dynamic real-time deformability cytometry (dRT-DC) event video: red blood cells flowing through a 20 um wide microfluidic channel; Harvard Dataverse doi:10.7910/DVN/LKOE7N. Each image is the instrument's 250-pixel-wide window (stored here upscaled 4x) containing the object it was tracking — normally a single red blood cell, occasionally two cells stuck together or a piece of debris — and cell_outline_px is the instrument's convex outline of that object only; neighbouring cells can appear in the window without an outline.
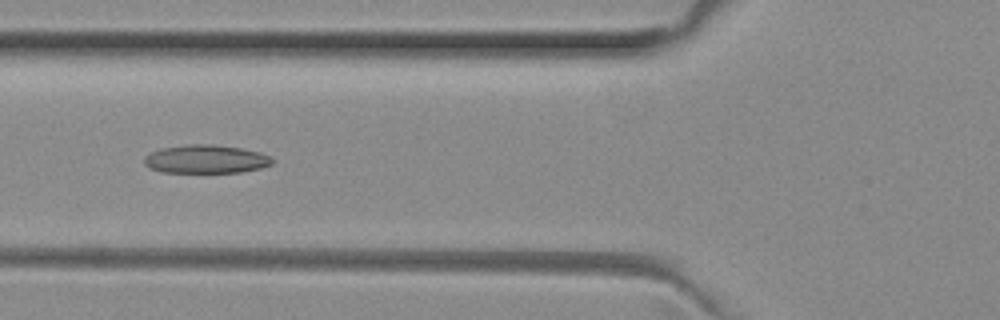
{"species": "common noctule bat (a hibernating species)", "species_latin": "Nyctalus noctula", "temperature_condition": "room temperature", "stored_images_in_passage": 45, "camera_frame_rate_fps": 3000, "um_per_image_px": 0.085, "animal": {"sex": "female", "body_mass_g": 29.2, "forearm_length_mm": 56.3}, "frame": {"image": 1, "passage_image": 13, "time_ms": 4.0, "image_size_px": [1000, 320], "cell_outline_px": [[272, 164], [260, 168], [240, 172], [160, 172], [148, 168], [144, 164], [144, 156], [160, 148], [188, 144], [212, 144], [240, 148], [260, 152], [272, 156]], "centroid_in_image_um": [17.47, 13.52], "position_along_channel_um": 108.3, "area_um2": 21.27}}
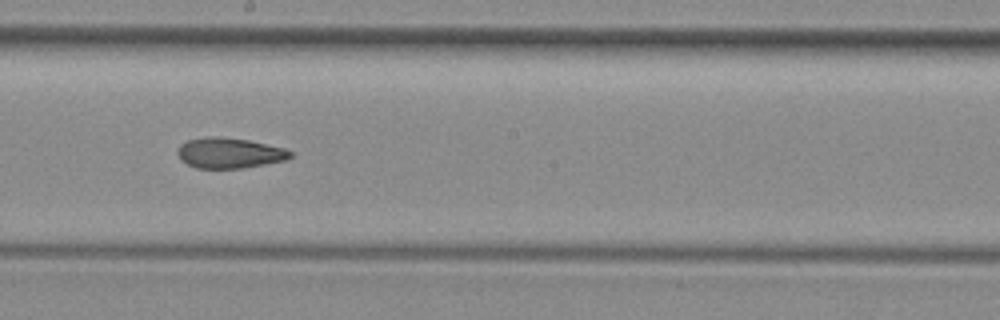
{"frame": {"image": 2, "passage_image": 22, "time_ms": 7.0, "image_size_px": [1000, 320], "cell_outline_px": [[292, 156], [288, 160], [244, 168], [196, 168], [188, 164], [176, 152], [180, 144], [188, 140], [208, 136], [220, 136], [248, 140], [284, 148], [292, 152]], "centroid_in_image_um": [19.53, 13.0], "position_along_channel_um": 228.7, "area_um2": 20.0}}
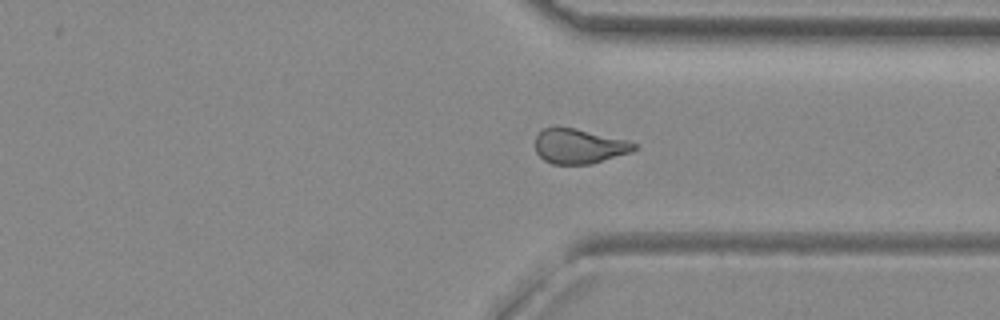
{"frame": {"image": 3, "passage_image": 32, "time_ms": 10.333, "image_size_px": [1000, 320], "cell_outline_px": [[636, 148], [632, 152], [592, 164], [552, 164], [544, 160], [536, 152], [536, 136], [544, 128], [556, 124], [576, 128], [628, 140], [636, 144]], "centroid_in_image_um": [49.21, 12.4], "position_along_channel_um": 362.2, "area_um2": 20.46}, "authors_computed_cell_mechanics": {"area_um2": 20.9236, "velocity_mm_per_s": 4.0163, "shape_relaxation_time_tau1_ms": null, "shape_relaxation_time_tau2_ms": 4.0073, "deformation_change_tau1": null, "deformation_change_tau2": 0.1223}}